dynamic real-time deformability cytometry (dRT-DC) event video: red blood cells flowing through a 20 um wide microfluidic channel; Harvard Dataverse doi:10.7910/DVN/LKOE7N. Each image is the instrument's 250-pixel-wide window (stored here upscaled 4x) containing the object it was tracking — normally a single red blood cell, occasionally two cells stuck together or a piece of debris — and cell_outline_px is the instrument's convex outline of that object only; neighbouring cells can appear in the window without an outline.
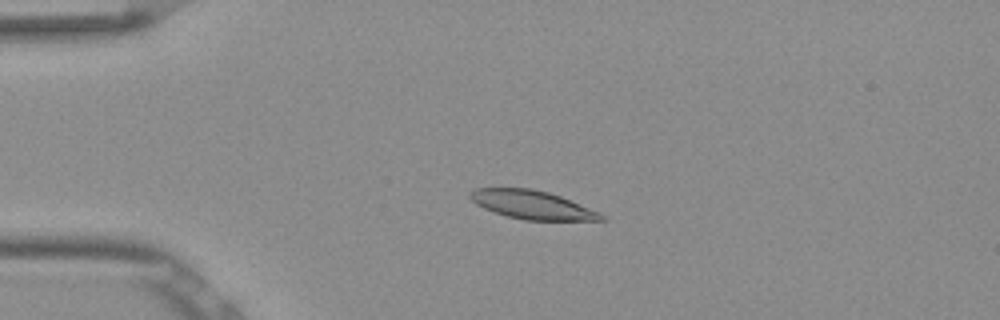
{"species": "Egyptian fruit bat (a non-hibernating species)", "species_latin": "Rousettus aegyptiacus", "temperature_condition": "room temperature", "stored_images_in_passage": 41, "camera_frame_rate_fps": 3000, "um_per_image_px": 0.085, "frame": {"image": 1, "passage_image": 1, "time_ms": 0.0, "image_size_px": [1000, 320], "cell_outline_px": [[608, 220], [524, 220], [508, 216], [484, 208], [476, 204], [468, 196], [468, 192], [476, 188], [532, 188], [548, 192], [560, 196], [600, 212]], "centroid_in_image_um": [45.23, 17.4], "position_along_channel_um": 39.8, "area_um2": 21.68}}
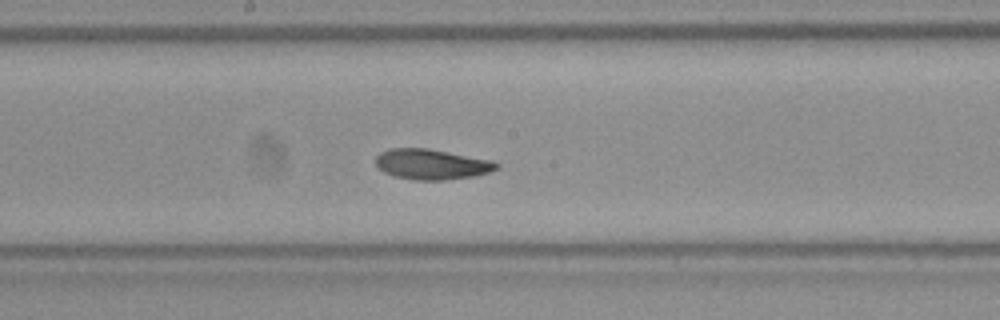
{"frame": {"image": 2, "passage_image": 17, "time_ms": 5.333, "image_size_px": [1000, 320], "cell_outline_px": [[500, 164], [496, 168], [488, 172], [472, 176], [444, 180], [412, 180], [396, 176], [384, 172], [376, 164], [376, 156], [380, 152], [388, 148], [428, 148], [492, 160]], "centroid_in_image_um": [36.66, 13.95], "position_along_channel_um": 211.5, "area_um2": 21.27}}
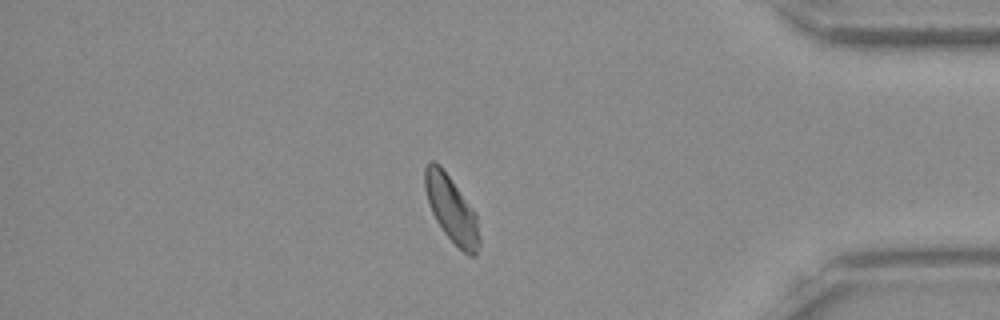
{"frame": {"image": 3, "passage_image": 34, "time_ms": 11.0, "image_size_px": [1000, 320], "cell_outline_px": [[480, 244], [476, 256], [468, 256], [444, 232], [436, 220], [432, 212], [424, 188], [424, 168], [428, 160], [436, 160], [440, 164], [476, 212], [480, 236]], "centroid_in_image_um": [38.38, 17.74], "position_along_channel_um": 396.8, "area_um2": 21.15}, "authors_computed_cell_mechanics": {"area_um2": 21.3282, "velocity_mm_per_s": 3.816, "shape_relaxation_time_tau1_ms": 3.7269, "shape_relaxation_time_tau2_ms": 2.298, "deformation_change_tau1": 0.1497, "deformation_change_tau2": 0.0839}}